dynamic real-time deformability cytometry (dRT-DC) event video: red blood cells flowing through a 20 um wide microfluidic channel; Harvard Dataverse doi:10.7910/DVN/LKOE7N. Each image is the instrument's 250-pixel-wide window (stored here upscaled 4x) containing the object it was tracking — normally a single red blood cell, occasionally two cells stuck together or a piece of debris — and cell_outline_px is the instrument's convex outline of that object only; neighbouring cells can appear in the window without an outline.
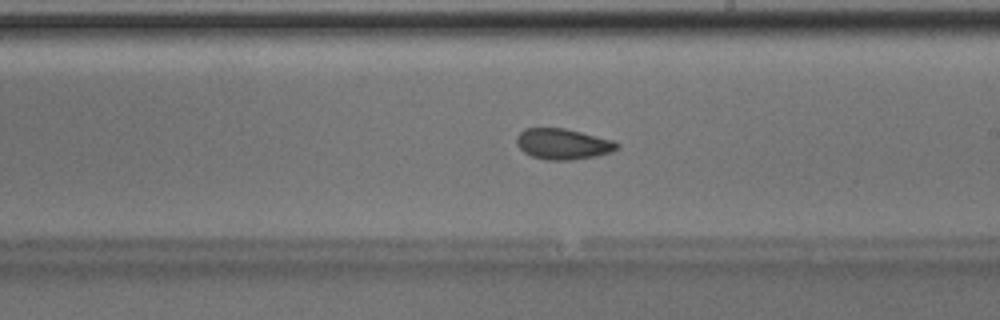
{"species": "Egyptian fruit bat (a non-hibernating species)", "species_latin": "Rousettus aegyptiacus", "temperature_condition": "room temperature", "stored_images_in_passage": 49, "camera_frame_rate_fps": 3000, "um_per_image_px": 0.085, "animal": {"sex": "male"}, "frame": {"image": 1, "passage_image": 28, "time_ms": 9.0, "image_size_px": [1000, 320], "cell_outline_px": [[620, 144], [612, 152], [596, 156], [572, 160], [544, 160], [532, 156], [524, 152], [516, 144], [516, 136], [524, 128], [564, 128], [612, 140]], "centroid_in_image_um": [47.81, 12.24], "position_along_channel_um": 241.2, "area_um2": 17.98}}
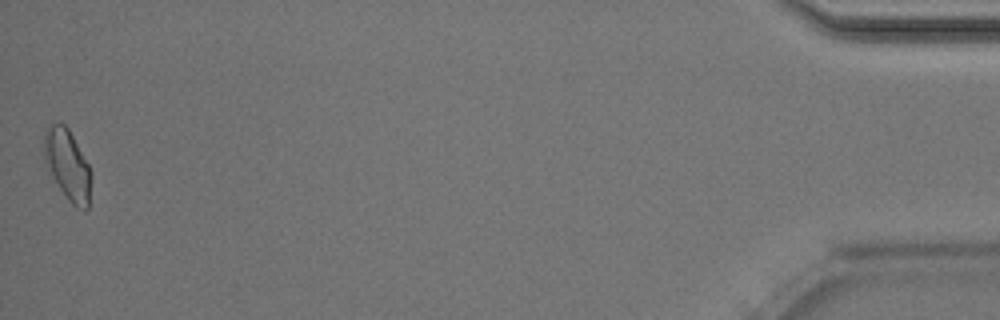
{"frame": {"image": 2, "passage_image": 49, "time_ms": 16.0, "image_size_px": [1000, 320], "cell_outline_px": [[92, 176], [88, 208], [84, 212], [76, 208], [68, 200], [60, 188], [44, 160], [44, 136], [48, 128], [52, 124], [60, 120], [68, 128], [88, 164], [92, 172]], "centroid_in_image_um": [5.77, 14.04], "position_along_channel_um": 429.4, "area_um2": 19.25}, "authors_computed_cell_mechanics": {"area_um2": 18.1492, "velocity_mm_per_s": 4.0244, "shape_relaxation_time_tau1_ms": null, "shape_relaxation_time_tau2_ms": 2.09, "deformation_change_tau1": null, "deformation_change_tau2": 0.0665}}